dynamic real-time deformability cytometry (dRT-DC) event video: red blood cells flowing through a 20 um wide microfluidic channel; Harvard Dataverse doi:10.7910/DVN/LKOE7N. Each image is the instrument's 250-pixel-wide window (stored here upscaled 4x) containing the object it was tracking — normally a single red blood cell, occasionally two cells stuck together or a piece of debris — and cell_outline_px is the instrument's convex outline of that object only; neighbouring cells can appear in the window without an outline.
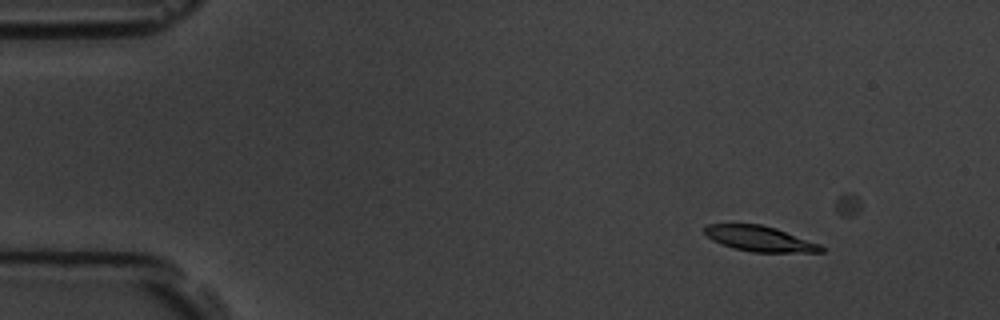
{"species": "common noctule bat (a hibernating species)", "species_latin": "Nyctalus noctula", "temperature_condition": "room temperature", "stored_images_in_passage": 4, "camera_frame_rate_fps": 3000, "um_per_image_px": 0.085, "animal": {"sex": "male", "body_mass_g": 19.5, "forearm_length_mm": 54.6}, "frame": {"image": 1, "passage_image": 1, "time_ms": 0.0, "image_size_px": [1000, 320], "cell_outline_px": [[824, 252], [752, 252], [732, 248], [712, 240], [704, 232], [704, 228], [708, 224], [760, 224], [776, 228], [820, 244], [824, 248]], "centroid_in_image_um": [64.58, 20.29], "position_along_channel_um": 20.4, "area_um2": 17.17}}